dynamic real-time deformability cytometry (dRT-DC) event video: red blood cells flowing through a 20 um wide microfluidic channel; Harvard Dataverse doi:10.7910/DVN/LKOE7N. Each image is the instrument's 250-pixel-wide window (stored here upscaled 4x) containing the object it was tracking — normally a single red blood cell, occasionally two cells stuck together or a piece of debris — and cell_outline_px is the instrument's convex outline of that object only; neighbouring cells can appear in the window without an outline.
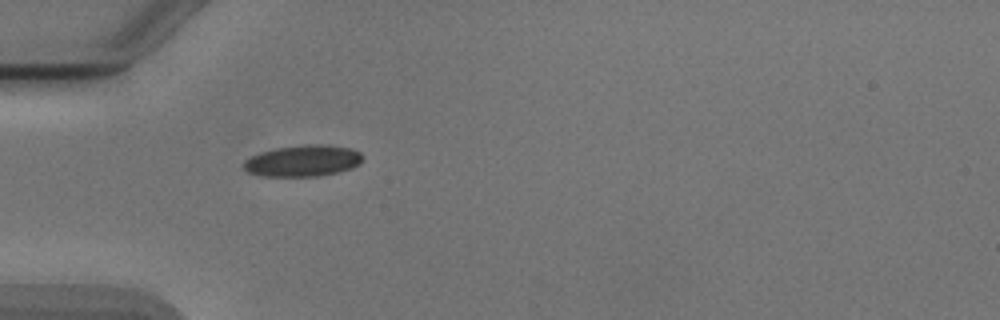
{"species": "Egyptian fruit bat (a non-hibernating species)", "species_latin": "Rousettus aegyptiacus", "temperature_condition": "cold", "stored_images_in_passage": 32, "camera_frame_rate_fps": 3000, "um_per_image_px": 0.085, "animal": {"sex": "male"}, "frame": {"image": 1, "passage_image": 1, "time_ms": 0.0, "image_size_px": [1000, 320], "cell_outline_px": [[360, 164], [352, 168], [336, 172], [316, 176], [264, 176], [248, 172], [244, 168], [244, 160], [260, 152], [276, 148], [304, 144], [328, 144], [352, 148], [360, 152]], "centroid_in_image_um": [25.75, 13.65], "position_along_channel_um": 59.3, "area_um2": 21.68}}
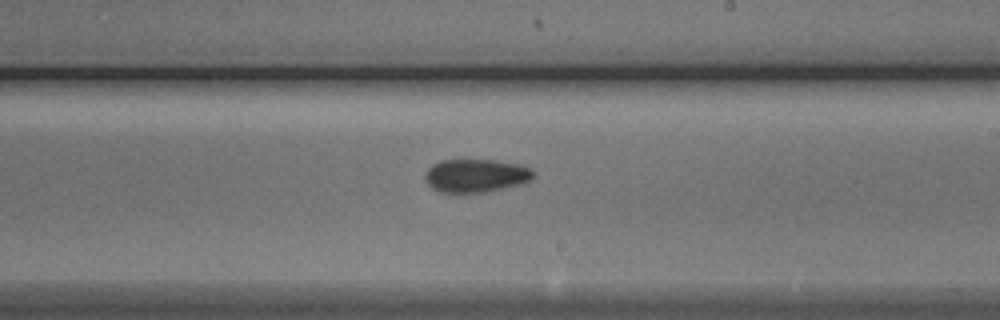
{"frame": {"image": 2, "passage_image": 16, "time_ms": 5.0, "image_size_px": [1000, 320], "cell_outline_px": [[532, 176], [528, 180], [520, 184], [480, 192], [440, 192], [432, 188], [428, 184], [424, 176], [428, 168], [432, 164], [440, 160], [496, 160], [520, 164], [532, 168]], "centroid_in_image_um": [40.4, 14.9], "position_along_channel_um": 248.6, "area_um2": 20.69}}
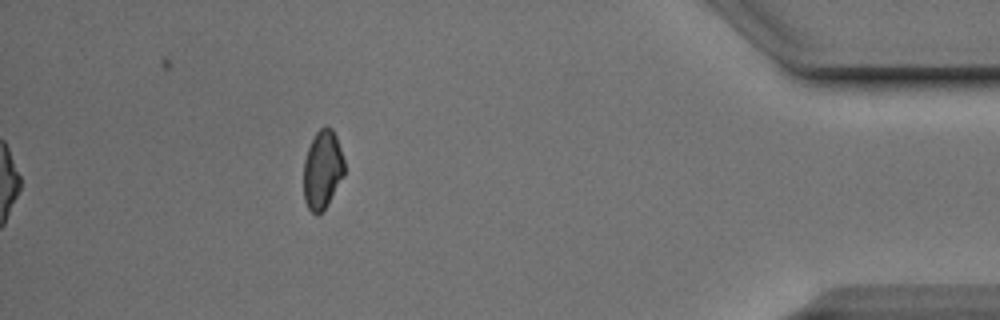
{"frame": {"image": 3, "passage_image": 32, "time_ms": 10.333, "image_size_px": [1000, 320], "cell_outline_px": [[344, 176], [328, 204], [316, 216], [308, 208], [304, 200], [304, 160], [308, 148], [316, 132], [320, 128], [332, 128], [336, 136], [344, 160]], "centroid_in_image_um": [27.41, 14.44], "position_along_channel_um": 407.8, "area_um2": 18.55}, "authors_computed_cell_mechanics": {"area_um2": 20.3167, "velocity_mm_per_s": 3.887, "shape_relaxation_time_tau1_ms": 5.0536, "shape_relaxation_time_tau2_ms": 4.6641, "deformation_change_tau1": 0.1115, "deformation_change_tau2": 0.0997}}